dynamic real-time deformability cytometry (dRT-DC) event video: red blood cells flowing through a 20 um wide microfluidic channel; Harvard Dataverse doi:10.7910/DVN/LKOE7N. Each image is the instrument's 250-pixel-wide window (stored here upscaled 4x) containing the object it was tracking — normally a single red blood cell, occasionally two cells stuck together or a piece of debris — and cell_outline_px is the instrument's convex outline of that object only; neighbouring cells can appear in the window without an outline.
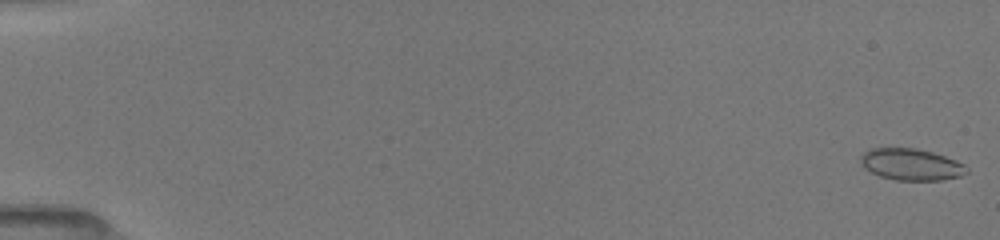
{"species": "common noctule bat (a hibernating species)", "species_latin": "Nyctalus noctula", "temperature_condition": "room temperature", "stored_images_in_passage": 33, "camera_frame_rate_fps": 3000, "um_per_image_px": 0.085, "animal": {"sex": "female", "body_mass_g": 19.5, "forearm_length_mm": 54.1}, "frame": {"image": 1, "passage_image": 1, "time_ms": 0.0, "image_size_px": [1000, 240], "cell_outline_px": [[968, 172], [960, 176], [944, 180], [896, 180], [880, 176], [864, 168], [860, 160], [860, 156], [868, 148], [916, 148], [932, 152], [956, 160], [964, 164], [968, 168]], "centroid_in_image_um": [77.45, 13.97], "position_along_channel_um": 7.6, "area_um2": 19.59}}
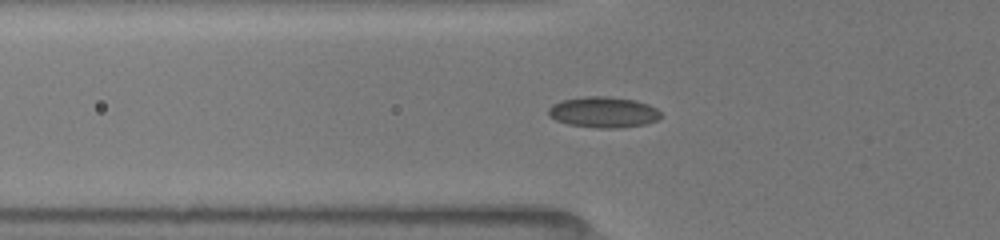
{"frame": {"image": 2, "passage_image": 21, "time_ms": 6.0, "image_size_px": [1000, 240], "cell_outline_px": [[664, 116], [656, 120], [644, 124], [620, 128], [596, 128], [568, 124], [556, 120], [548, 116], [548, 108], [552, 104], [560, 100], [584, 96], [608, 96], [636, 100], [648, 104], [656, 108]], "centroid_in_image_um": [51.28, 9.53], "position_along_channel_um": 74.5, "area_um2": 20.46}}
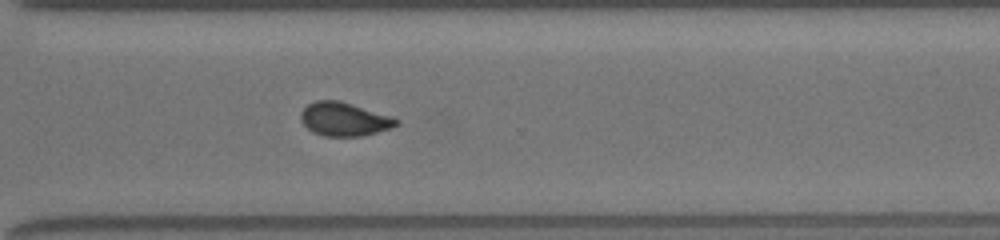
{"frame": {"image": 3, "passage_image": 33, "time_ms": 12.667, "image_size_px": [1000, 240], "cell_outline_px": [[400, 124], [392, 128], [364, 136], [324, 136], [312, 132], [300, 120], [300, 112], [308, 104], [316, 100], [340, 100], [392, 116], [400, 120]], "centroid_in_image_um": [29.28, 10.13], "position_along_channel_um": 341.3, "area_um2": 18.96}}